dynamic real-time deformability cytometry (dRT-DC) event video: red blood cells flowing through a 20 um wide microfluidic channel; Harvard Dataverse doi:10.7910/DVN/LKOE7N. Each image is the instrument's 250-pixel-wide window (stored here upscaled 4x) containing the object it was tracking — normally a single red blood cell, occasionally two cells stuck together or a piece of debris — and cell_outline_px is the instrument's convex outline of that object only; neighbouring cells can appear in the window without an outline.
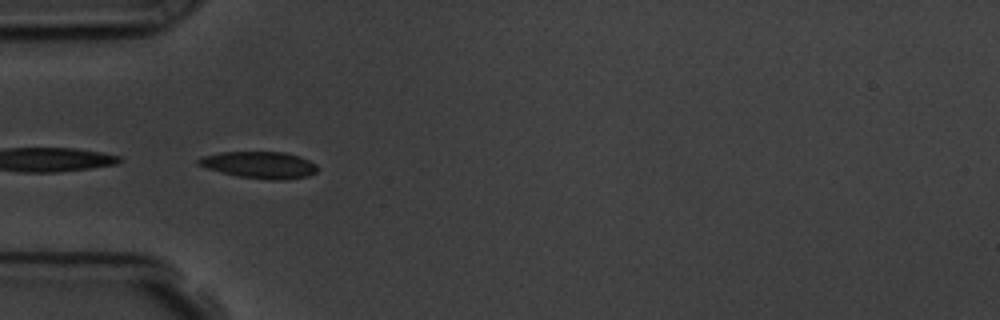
{"species": "common noctule bat (a hibernating species)", "species_latin": "Nyctalus noctula", "temperature_condition": "room temperature", "stored_images_in_passage": 13, "camera_frame_rate_fps": 3000, "um_per_image_px": 0.085, "animal": {"sex": "male", "body_mass_g": 19.5, "forearm_length_mm": 54.6}, "frame": {"image": 1, "passage_image": 10, "time_ms": 3.0, "image_size_px": [1000, 320], "cell_outline_px": [[316, 172], [308, 176], [288, 180], [272, 180], [236, 176], [220, 172], [196, 164], [196, 160], [200, 156], [220, 152], [284, 152], [300, 156], [316, 164]], "centroid_in_image_um": [22.03, 14.02], "position_along_channel_um": 63.0, "area_um2": 18.73}}